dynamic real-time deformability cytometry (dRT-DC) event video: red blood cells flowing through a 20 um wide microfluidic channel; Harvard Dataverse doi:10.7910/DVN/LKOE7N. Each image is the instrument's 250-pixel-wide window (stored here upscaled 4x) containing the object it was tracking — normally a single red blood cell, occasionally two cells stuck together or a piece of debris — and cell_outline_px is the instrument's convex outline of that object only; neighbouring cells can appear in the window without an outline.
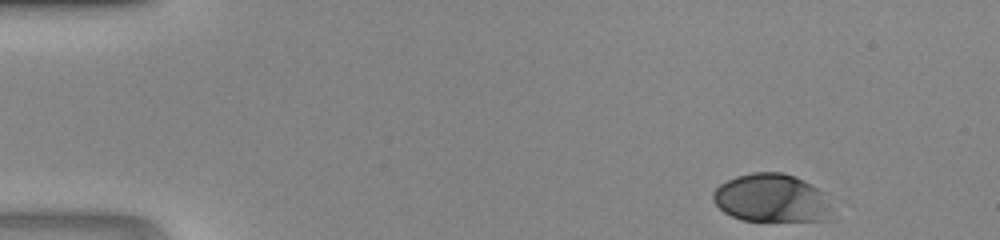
{"species": "human", "species_latin": "Homo sapiens", "temperature_condition": "room temperature", "stored_images_in_passage": 42, "camera_frame_rate_fps": 3000, "um_per_image_px": 0.085, "donor": {"sex": "male"}, "frame": {"image": 1, "passage_image": 1, "time_ms": 0.0, "image_size_px": [1000, 240], "cell_outline_px": [[828, 220], [740, 220], [724, 212], [712, 200], [712, 192], [720, 184], [736, 176], [752, 172], [784, 172], [796, 176], [804, 180], [816, 188], [820, 192]], "centroid_in_image_um": [65.43, 16.81], "position_along_channel_um": 19.6, "area_um2": 32.43}}
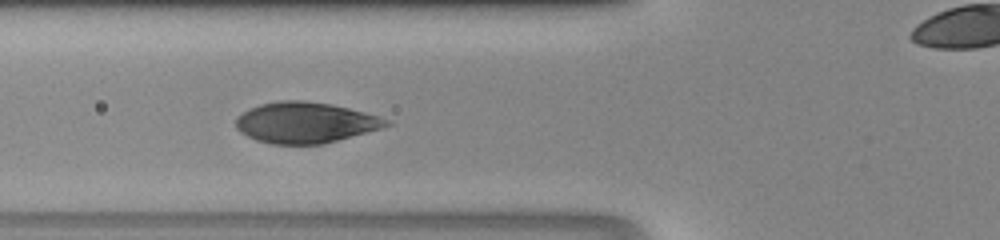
{"frame": {"image": 2, "passage_image": 14, "time_ms": 4.333, "image_size_px": [1000, 240], "cell_outline_px": [[392, 124], [380, 128], [324, 144], [272, 144], [256, 140], [240, 132], [236, 128], [236, 116], [248, 108], [260, 104], [276, 100], [300, 100], [332, 104], [364, 112], [388, 120]], "centroid_in_image_um": [25.89, 10.41], "position_along_channel_um": 99.9, "area_um2": 35.72}}
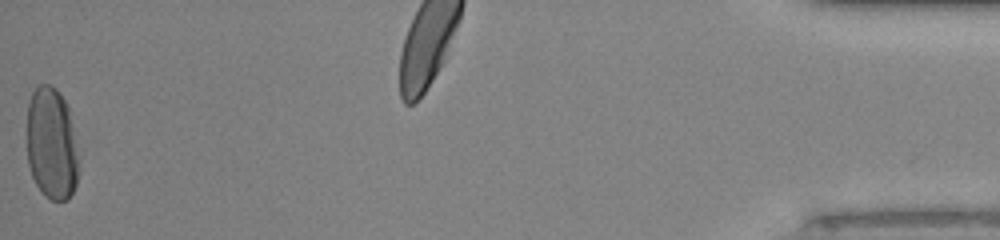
{"frame": {"image": 3, "passage_image": 42, "time_ms": 13.667, "image_size_px": [1000, 240], "cell_outline_px": [[80, 172], [76, 184], [68, 200], [52, 200], [44, 196], [40, 192], [32, 176], [28, 164], [28, 104], [32, 92], [36, 84], [48, 84], [56, 88], [64, 100], [68, 108], [72, 124], [80, 160]], "centroid_in_image_um": [4.41, 12.25], "position_along_channel_um": 430.8, "area_um2": 34.33}}